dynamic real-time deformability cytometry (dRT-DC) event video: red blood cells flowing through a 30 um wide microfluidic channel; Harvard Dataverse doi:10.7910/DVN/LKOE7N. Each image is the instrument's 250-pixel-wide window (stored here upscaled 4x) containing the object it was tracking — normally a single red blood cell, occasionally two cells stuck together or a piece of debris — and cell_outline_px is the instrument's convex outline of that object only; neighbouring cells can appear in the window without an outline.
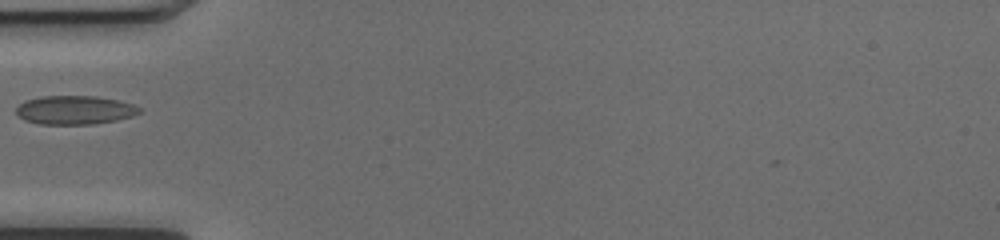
{"species": "common noctule bat (a hibernating species)", "species_latin": "Nyctalus noctula", "temperature_condition": "cold", "stored_images_in_passage": 35, "camera_frame_rate_fps": 3000, "um_per_image_px": 0.085, "animal": {"sex": "female", "body_mass_g": 17.0, "forearm_length_mm": 48.0}, "frame": {"image": 1, "passage_image": 1, "time_ms": 0.0, "image_size_px": [1000, 240], "cell_outline_px": [[140, 112], [132, 116], [116, 120], [92, 124], [40, 124], [24, 120], [16, 112], [16, 108], [24, 100], [40, 96], [96, 96], [120, 100], [132, 104], [140, 108]], "centroid_in_image_um": [6.34, 9.34], "position_along_channel_um": 78.7, "area_um2": 20.63}}
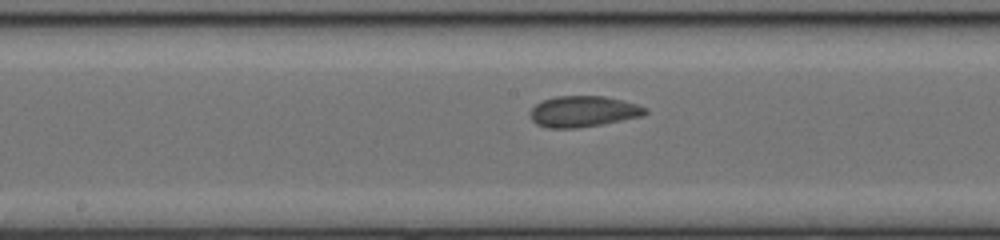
{"frame": {"image": 2, "passage_image": 10, "time_ms": 3.0, "image_size_px": [1000, 240], "cell_outline_px": [[648, 112], [640, 116], [600, 124], [576, 128], [548, 128], [536, 124], [532, 120], [528, 112], [536, 104], [544, 100], [556, 96], [604, 96], [636, 104], [648, 108]], "centroid_in_image_um": [49.53, 9.47], "position_along_channel_um": 198.7, "area_um2": 20.58}}
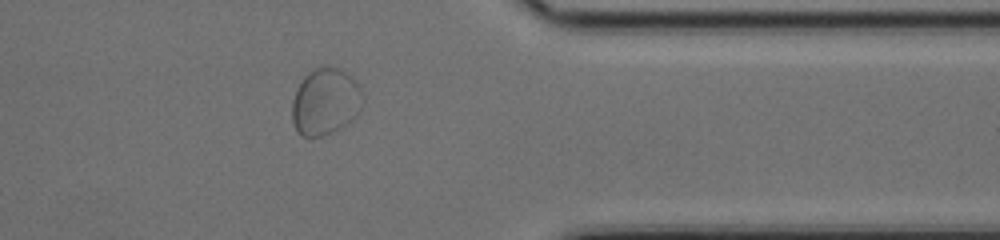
{"frame": {"image": 3, "passage_image": 25, "time_ms": 8.0, "image_size_px": [1000, 240], "cell_outline_px": [[360, 112], [344, 128], [320, 136], [300, 136], [296, 132], [292, 120], [292, 100], [296, 88], [304, 76], [308, 72], [316, 68], [336, 68], [344, 72], [356, 84], [360, 92]], "centroid_in_image_um": [27.59, 8.7], "position_along_channel_um": 383.8, "area_um2": 27.11}}